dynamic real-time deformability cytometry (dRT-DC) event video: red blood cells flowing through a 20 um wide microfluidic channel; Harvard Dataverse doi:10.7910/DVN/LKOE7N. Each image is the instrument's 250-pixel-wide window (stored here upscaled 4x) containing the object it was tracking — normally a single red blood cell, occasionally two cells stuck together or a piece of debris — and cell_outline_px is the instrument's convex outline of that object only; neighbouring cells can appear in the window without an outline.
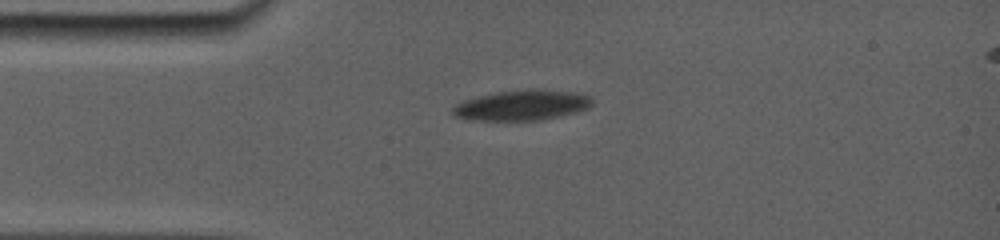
{"species": "common noctule bat (a hibernating species)", "species_latin": "Nyctalus noctula", "temperature_condition": "room temperature", "stored_images_in_passage": 34, "camera_frame_rate_fps": 5000, "um_per_image_px": 0.085, "animal": {"sex": "female", "body_mass_g": 19.0, "forearm_length_mm": 56.7}, "frame": {"image": 1, "passage_image": 1, "time_ms": 0.0, "image_size_px": [1000, 240], "cell_outline_px": [[592, 104], [584, 108], [572, 112], [532, 120], [480, 120], [456, 116], [452, 112], [452, 108], [456, 104], [464, 100], [476, 96], [496, 92], [532, 88], [540, 88], [580, 92], [592, 96]], "centroid_in_image_um": [44.36, 8.89], "position_along_channel_um": 40.6, "area_um2": 24.33}}
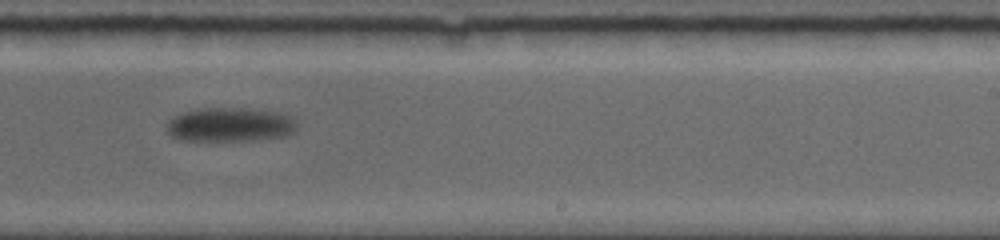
{"frame": {"image": 2, "passage_image": 15, "time_ms": 7.4, "image_size_px": [1000, 240], "cell_outline_px": [[296, 132], [288, 136], [260, 140], [180, 140], [172, 136], [168, 132], [168, 120], [184, 112], [196, 108], [244, 108], [280, 112], [292, 116], [296, 124]], "centroid_in_image_um": [19.62, 10.59], "position_along_channel_um": 269.4, "area_um2": 26.07}}
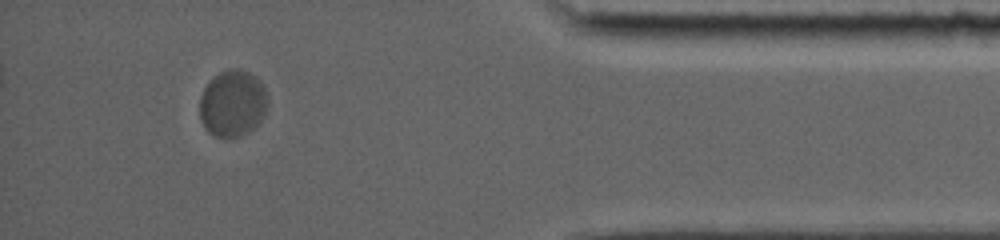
{"frame": {"image": 3, "passage_image": 29, "time_ms": 12.6, "image_size_px": [1000, 240], "cell_outline_px": [[268, 100], [264, 116], [248, 132], [240, 136], [212, 136], [204, 128], [200, 120], [200, 96], [204, 88], [220, 72], [232, 68], [236, 68], [248, 72], [260, 80], [264, 88]], "centroid_in_image_um": [19.76, 8.79], "position_along_channel_um": 415.4, "area_um2": 26.18}}